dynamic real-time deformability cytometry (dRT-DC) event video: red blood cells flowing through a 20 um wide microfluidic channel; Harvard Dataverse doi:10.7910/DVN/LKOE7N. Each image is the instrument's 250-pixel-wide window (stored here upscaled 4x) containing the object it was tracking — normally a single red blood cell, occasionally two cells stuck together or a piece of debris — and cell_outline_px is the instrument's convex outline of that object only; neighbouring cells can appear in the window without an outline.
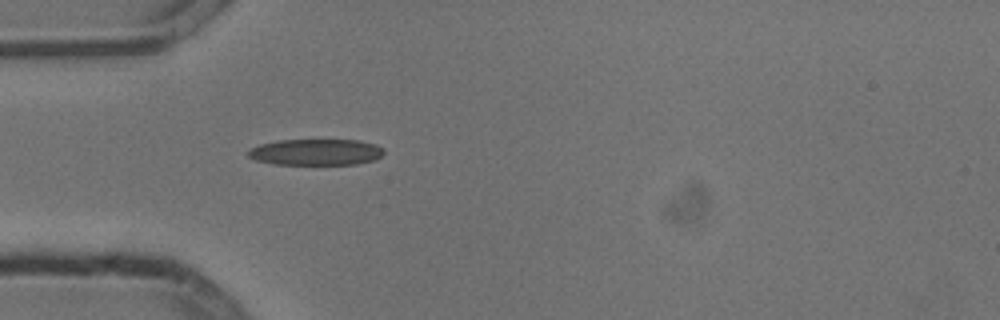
{"species": "common noctule bat (a hibernating species)", "species_latin": "Nyctalus noctula", "temperature_condition": "cold", "stored_images_in_passage": 34, "camera_frame_rate_fps": 3000, "um_per_image_px": 0.085, "animal": {"sex": "male", "body_mass_g": 13.3}, "frame": {"image": 1, "passage_image": 1, "time_ms": 0.0, "image_size_px": [1000, 320], "cell_outline_px": [[384, 152], [376, 160], [356, 164], [272, 164], [256, 160], [248, 156], [248, 152], [252, 148], [260, 144], [280, 140], [360, 140], [376, 144], [384, 148]], "centroid_in_image_um": [26.9, 12.93], "position_along_channel_um": 58.1, "area_um2": 20.75}}
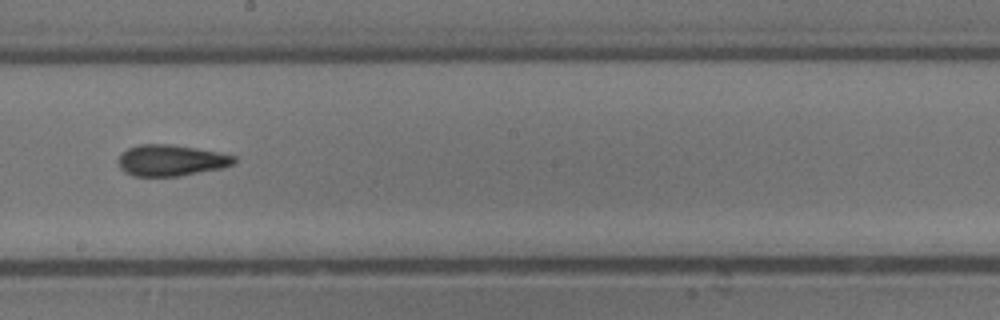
{"frame": {"image": 2, "passage_image": 15, "time_ms": 4.667, "image_size_px": [1000, 320], "cell_outline_px": [[236, 160], [232, 164], [224, 168], [180, 176], [132, 176], [124, 172], [120, 168], [116, 160], [120, 152], [128, 148], [140, 144], [172, 144], [220, 152], [236, 156]], "centroid_in_image_um": [14.51, 13.63], "position_along_channel_um": 233.7, "area_um2": 21.44}}
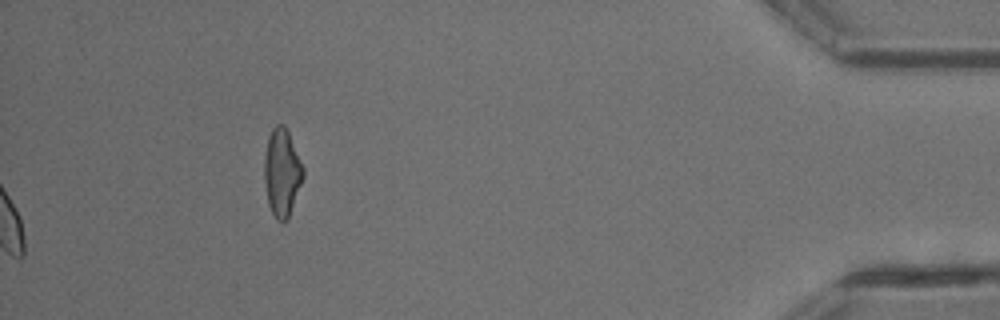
{"frame": {"image": 3, "passage_image": 34, "time_ms": 11.0, "image_size_px": [1000, 320], "cell_outline_px": [[304, 176], [288, 220], [276, 220], [268, 204], [264, 180], [264, 156], [268, 136], [272, 128], [276, 124], [284, 124], [288, 132], [304, 168]], "centroid_in_image_um": [23.96, 14.66], "position_along_channel_um": 411.2, "area_um2": 19.88}, "authors_computed_cell_mechanics": {"area_um2": 20.2589, "velocity_mm_per_s": 3.8053, "shape_relaxation_time_tau1_ms": 9.2018, "shape_relaxation_time_tau2_ms": 3.0719, "deformation_change_tau1": 0.2169, "deformation_change_tau2": 0.1275}}